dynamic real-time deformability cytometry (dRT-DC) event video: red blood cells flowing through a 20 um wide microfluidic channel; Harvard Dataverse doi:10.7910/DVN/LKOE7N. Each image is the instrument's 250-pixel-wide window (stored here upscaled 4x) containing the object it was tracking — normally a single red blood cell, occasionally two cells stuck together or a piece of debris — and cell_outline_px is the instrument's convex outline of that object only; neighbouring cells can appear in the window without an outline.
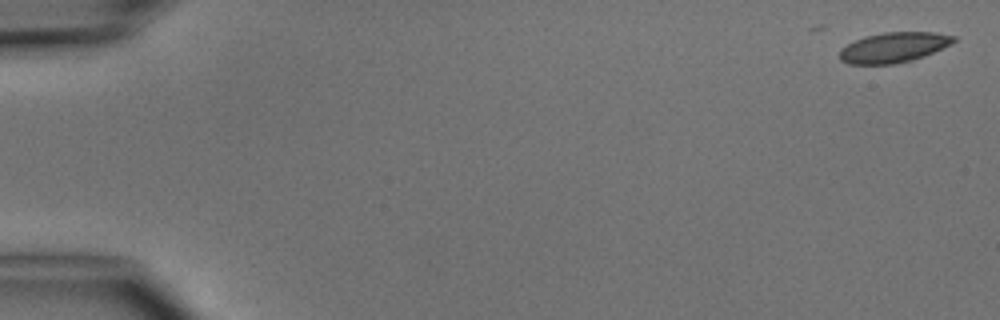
{"species": "common noctule bat (a hibernating species)", "species_latin": "Nyctalus noctula", "temperature_condition": "cold", "stored_images_in_passage": 4, "camera_frame_rate_fps": 3000, "um_per_image_px": 0.085, "animal": {"sex": "male", "body_mass_g": 15.6}, "frame": {"image": 1, "passage_image": 1, "time_ms": 0.0, "image_size_px": [1000, 320], "cell_outline_px": [[956, 40], [952, 44], [924, 56], [912, 60], [892, 64], [848, 64], [840, 60], [840, 48], [864, 36], [884, 32], [936, 32], [956, 36]], "centroid_in_image_um": [75.97, 4.02], "position_along_channel_um": 9.0, "area_um2": 20.11}}
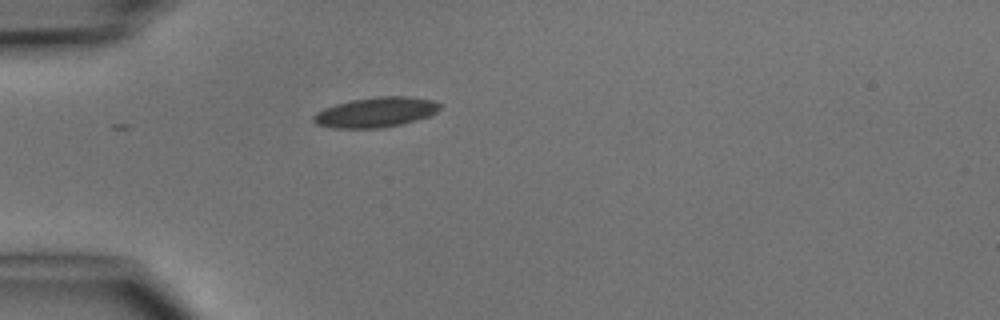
{"frame": {"image": 2, "passage_image": 4, "time_ms": 4.333, "image_size_px": [1000, 320], "cell_outline_px": [[440, 108], [436, 112], [428, 116], [400, 124], [380, 128], [332, 128], [316, 124], [312, 120], [312, 116], [316, 112], [324, 108], [336, 104], [352, 100], [376, 96], [408, 96], [432, 100], [440, 104]], "centroid_in_image_um": [31.9, 9.54], "position_along_channel_um": 53.1, "area_um2": 22.02}}